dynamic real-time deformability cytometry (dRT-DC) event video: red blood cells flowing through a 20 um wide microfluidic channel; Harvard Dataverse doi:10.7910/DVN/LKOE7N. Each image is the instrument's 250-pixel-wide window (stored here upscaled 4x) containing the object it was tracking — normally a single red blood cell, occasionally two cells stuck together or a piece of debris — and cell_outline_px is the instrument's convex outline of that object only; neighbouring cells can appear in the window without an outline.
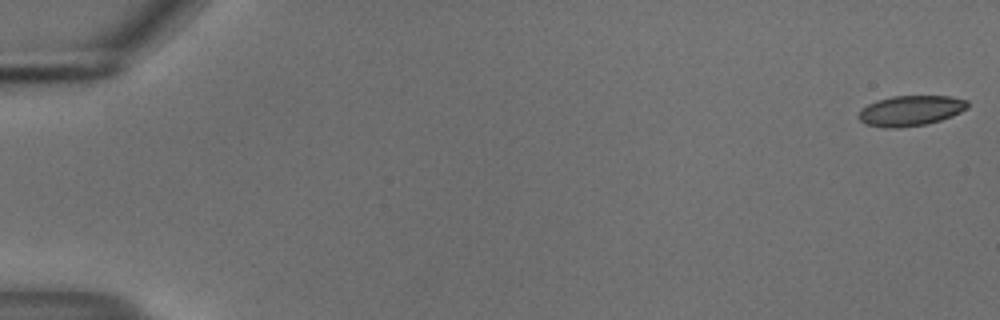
{"species": "common noctule bat (a hibernating species)", "species_latin": "Nyctalus noctula", "temperature_condition": "cold", "stored_images_in_passage": 55, "camera_frame_rate_fps": 3000, "um_per_image_px": 0.085, "animal": {"sex": "male", "body_mass_g": 18.8}, "frame": {"image": 1, "passage_image": 1, "time_ms": 0.0, "image_size_px": [1000, 320], "cell_outline_px": [[968, 108], [952, 116], [940, 120], [924, 124], [900, 128], [884, 128], [864, 124], [856, 116], [860, 108], [876, 100], [892, 96], [952, 96], [968, 100]], "centroid_in_image_um": [77.36, 9.4], "position_along_channel_um": 7.6, "area_um2": 19.54}}
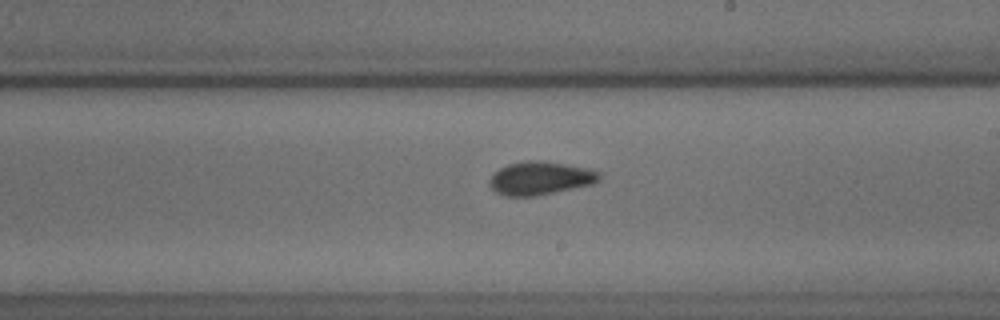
{"frame": {"image": 2, "passage_image": 33, "time_ms": 10.667, "image_size_px": [1000, 320], "cell_outline_px": [[600, 180], [592, 184], [536, 196], [504, 196], [496, 192], [488, 184], [488, 180], [500, 168], [508, 164], [528, 160], [540, 160], [588, 168], [600, 172]], "centroid_in_image_um": [45.91, 15.15], "position_along_channel_um": 243.1, "area_um2": 21.21}}
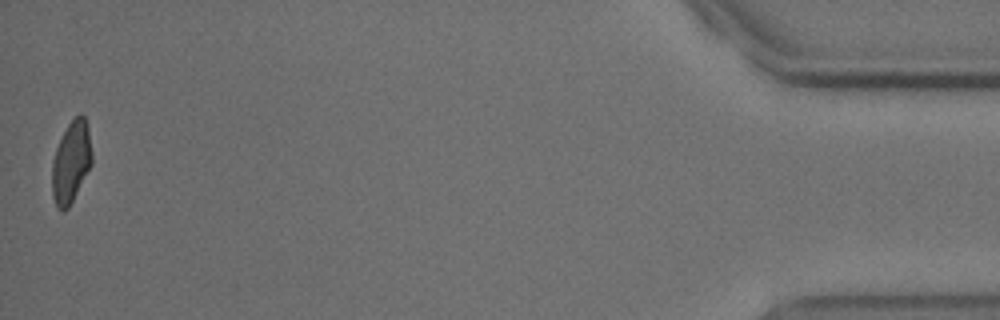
{"frame": {"image": 3, "passage_image": 55, "time_ms": 18.0, "image_size_px": [1000, 320], "cell_outline_px": [[92, 164], [68, 208], [64, 212], [56, 208], [52, 196], [52, 160], [56, 148], [68, 124], [80, 112], [84, 116], [88, 128], [92, 152]], "centroid_in_image_um": [6.04, 13.8], "position_along_channel_um": 429.2, "area_um2": 18.96}, "authors_computed_cell_mechanics": {"area_um2": 20.1144, "velocity_mm_per_s": 3.693, "shape_relaxation_time_tau1_ms": 5.3439, "shape_relaxation_time_tau2_ms": 2.2868, "deformation_change_tau1": 0.1292, "deformation_change_tau2": 0.0724}}